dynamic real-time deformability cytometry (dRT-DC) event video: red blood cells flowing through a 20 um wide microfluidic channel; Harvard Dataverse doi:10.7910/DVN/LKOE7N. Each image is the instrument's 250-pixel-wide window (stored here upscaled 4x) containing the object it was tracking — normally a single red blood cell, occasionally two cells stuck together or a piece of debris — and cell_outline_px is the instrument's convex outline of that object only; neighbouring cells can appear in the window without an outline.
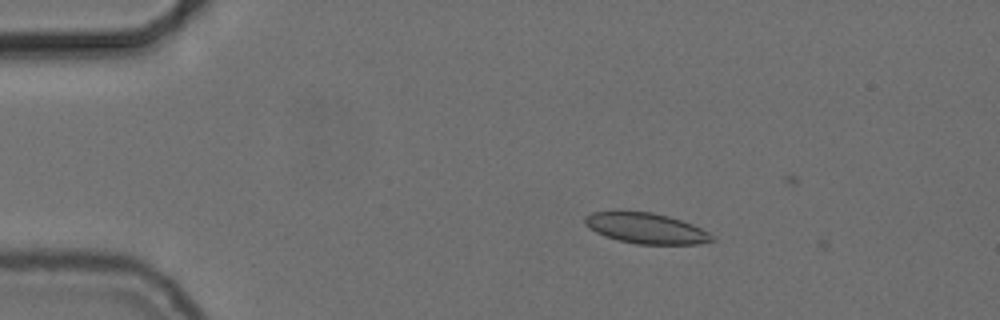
{"species": "common noctule bat (a hibernating species)", "species_latin": "Nyctalus noctula", "temperature_condition": "cold", "stored_images_in_passage": 2, "camera_frame_rate_fps": 3000, "um_per_image_px": 0.085, "animal": {"sex": "female", "body_mass_g": 24.6, "forearm_length_mm": 56.2}, "frame": {"image": 1, "passage_image": 1, "time_ms": 0.0, "image_size_px": [1000, 320], "cell_outline_px": [[716, 240], [700, 244], [636, 244], [604, 236], [588, 228], [584, 224], [584, 216], [592, 212], [652, 212], [668, 216], [692, 224], [708, 232]], "centroid_in_image_um": [54.9, 19.41], "position_along_channel_um": 30.1, "area_um2": 22.48}}